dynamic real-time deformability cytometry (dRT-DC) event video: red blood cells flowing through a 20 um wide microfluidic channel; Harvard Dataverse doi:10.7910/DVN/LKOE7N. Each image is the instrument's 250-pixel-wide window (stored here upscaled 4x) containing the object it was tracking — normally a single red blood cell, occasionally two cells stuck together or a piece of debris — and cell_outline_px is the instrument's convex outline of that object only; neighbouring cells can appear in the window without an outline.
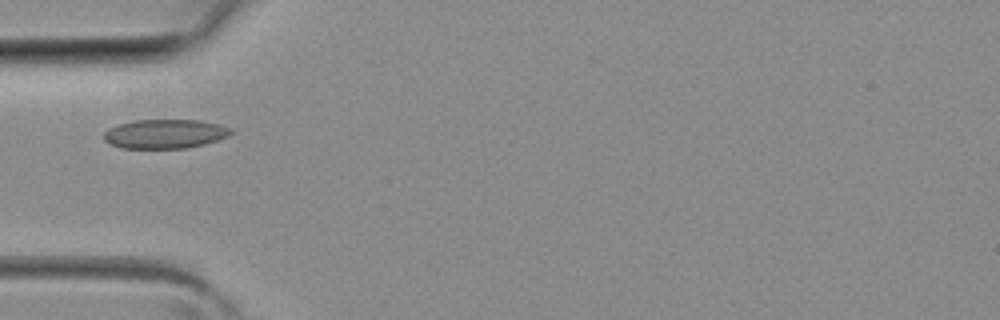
{"species": "common noctule bat (a hibernating species)", "species_latin": "Nyctalus noctula", "temperature_condition": "room temperature", "stored_images_in_passage": 28, "camera_frame_rate_fps": 3000, "um_per_image_px": 0.085, "animal": {"sex": "female", "body_mass_g": 19.3, "forearm_length_mm": 54.1}, "frame": {"image": 1, "passage_image": 1, "time_ms": 0.0, "image_size_px": [1000, 320], "cell_outline_px": [[232, 132], [228, 136], [204, 144], [188, 148], [120, 148], [104, 140], [104, 132], [108, 128], [116, 124], [136, 120], [200, 120], [220, 124], [232, 128]], "centroid_in_image_um": [14.02, 11.37], "position_along_channel_um": 71.0, "area_um2": 21.68}}
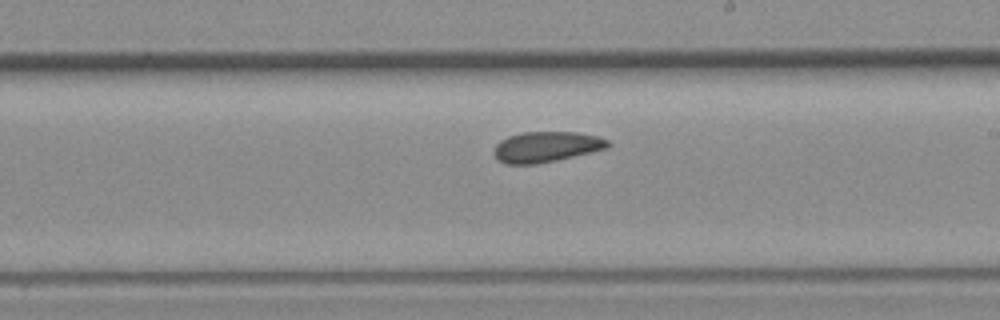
{"frame": {"image": 2, "passage_image": 11, "time_ms": 3.333, "image_size_px": [1000, 320], "cell_outline_px": [[612, 144], [608, 148], [556, 160], [532, 164], [504, 164], [496, 156], [496, 144], [500, 140], [508, 136], [524, 132], [576, 132], [596, 136], [608, 140]], "centroid_in_image_um": [46.46, 12.47], "position_along_channel_um": 242.5, "area_um2": 20.0}}
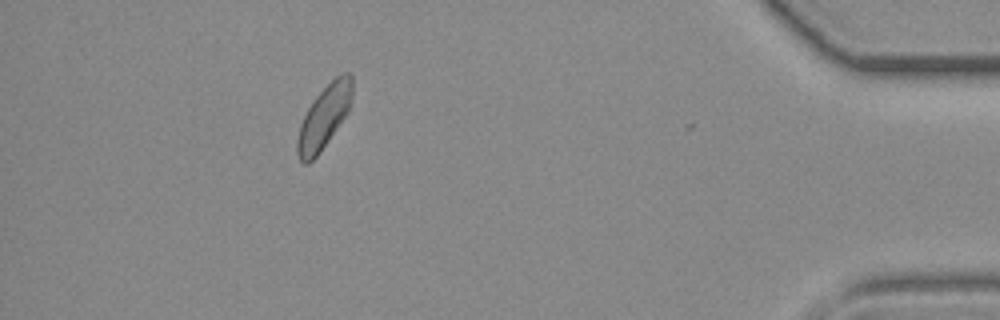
{"frame": {"image": 3, "passage_image": 24, "time_ms": 7.667, "image_size_px": [1000, 320], "cell_outline_px": [[352, 100], [348, 112], [320, 152], [308, 164], [304, 164], [300, 160], [296, 152], [296, 140], [300, 124], [308, 108], [316, 96], [336, 76], [344, 72], [352, 72]], "centroid_in_image_um": [27.55, 9.94], "position_along_channel_um": 407.7, "area_um2": 20.11}}